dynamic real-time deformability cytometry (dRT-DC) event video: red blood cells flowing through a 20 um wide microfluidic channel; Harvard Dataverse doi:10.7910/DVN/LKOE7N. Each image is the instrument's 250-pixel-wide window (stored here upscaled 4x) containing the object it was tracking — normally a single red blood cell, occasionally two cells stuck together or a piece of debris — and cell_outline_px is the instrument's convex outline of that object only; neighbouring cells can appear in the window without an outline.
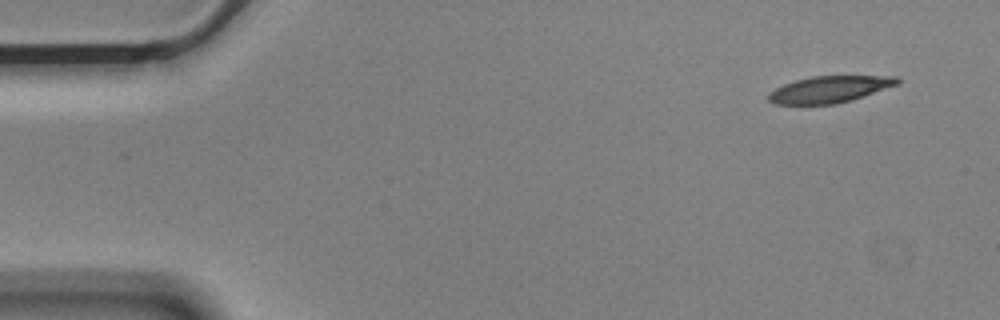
{"species": "Egyptian fruit bat (a non-hibernating species)", "species_latin": "Rousettus aegyptiacus", "temperature_condition": "cold", "stored_images_in_passage": 52, "camera_frame_rate_fps": 3000, "um_per_image_px": 0.085, "animal": {"sex": "male"}, "frame": {"image": 1, "passage_image": 1, "time_ms": 0.0, "image_size_px": [1000, 320], "cell_outline_px": [[900, 84], [852, 100], [836, 104], [772, 104], [768, 100], [768, 92], [784, 84], [796, 80], [812, 76], [896, 76], [900, 80]], "centroid_in_image_um": [70.52, 7.59], "position_along_channel_um": 14.5, "area_um2": 20.06}}
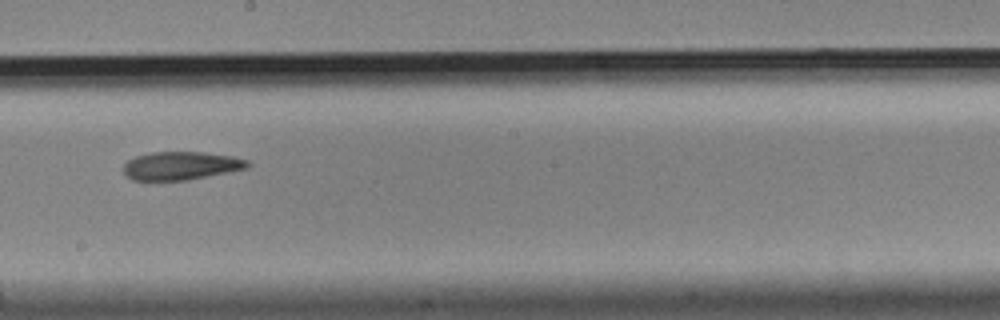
{"frame": {"image": 2, "passage_image": 28, "time_ms": 9.0, "image_size_px": [1000, 320], "cell_outline_px": [[252, 164], [248, 168], [188, 180], [132, 180], [124, 172], [124, 164], [128, 160], [136, 156], [152, 152], [204, 152], [232, 156], [248, 160]], "centroid_in_image_um": [15.42, 14.08], "position_along_channel_um": 232.8, "area_um2": 20.4}}
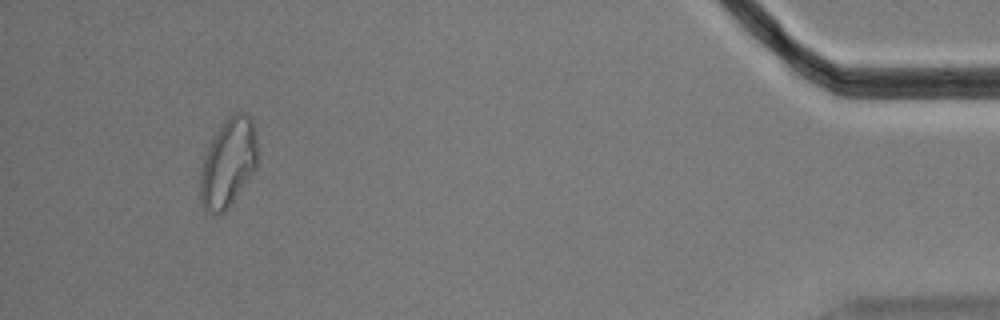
{"frame": {"image": 3, "passage_image": 49, "time_ms": 16.0, "image_size_px": [1000, 320], "cell_outline_px": [[256, 168], [228, 208], [224, 212], [212, 216], [204, 208], [200, 200], [200, 172], [204, 156], [216, 132], [228, 116], [232, 112], [240, 112], [248, 116], [252, 120], [256, 136]], "centroid_in_image_um": [19.38, 13.87], "position_along_channel_um": 415.8, "area_um2": 29.36}, "authors_computed_cell_mechanics": {"area_um2": 21.7906, "velocity_mm_per_s": 3.5825, "shape_relaxation_time_tau1_ms": 8.0518, "shape_relaxation_time_tau2_ms": 5.7978, "deformation_change_tau1": 0.1803, "deformation_change_tau2": 0.1377}}